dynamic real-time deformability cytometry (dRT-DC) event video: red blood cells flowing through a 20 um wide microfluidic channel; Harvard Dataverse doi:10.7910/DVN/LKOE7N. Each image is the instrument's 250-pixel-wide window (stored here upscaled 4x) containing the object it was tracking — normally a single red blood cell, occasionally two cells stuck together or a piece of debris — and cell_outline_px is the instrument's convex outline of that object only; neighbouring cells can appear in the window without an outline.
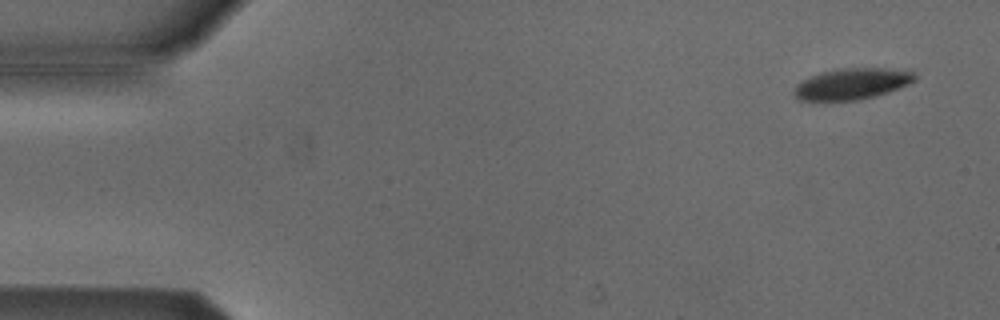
{"species": "Egyptian fruit bat (a non-hibernating species)", "species_latin": "Rousettus aegyptiacus", "temperature_condition": "cold", "stored_images_in_passage": 4, "camera_frame_rate_fps": 3000, "um_per_image_px": 0.085, "animal": {"sex": "male"}, "frame": {"image": 1, "passage_image": 4, "time_ms": 4.667, "image_size_px": [1000, 320], "cell_outline_px": [[916, 80], [908, 84], [888, 92], [856, 100], [800, 100], [792, 92], [796, 84], [808, 76], [820, 72], [840, 68], [904, 68], [916, 72]], "centroid_in_image_um": [72.44, 7.09], "position_along_channel_um": 12.6, "area_um2": 22.14}}